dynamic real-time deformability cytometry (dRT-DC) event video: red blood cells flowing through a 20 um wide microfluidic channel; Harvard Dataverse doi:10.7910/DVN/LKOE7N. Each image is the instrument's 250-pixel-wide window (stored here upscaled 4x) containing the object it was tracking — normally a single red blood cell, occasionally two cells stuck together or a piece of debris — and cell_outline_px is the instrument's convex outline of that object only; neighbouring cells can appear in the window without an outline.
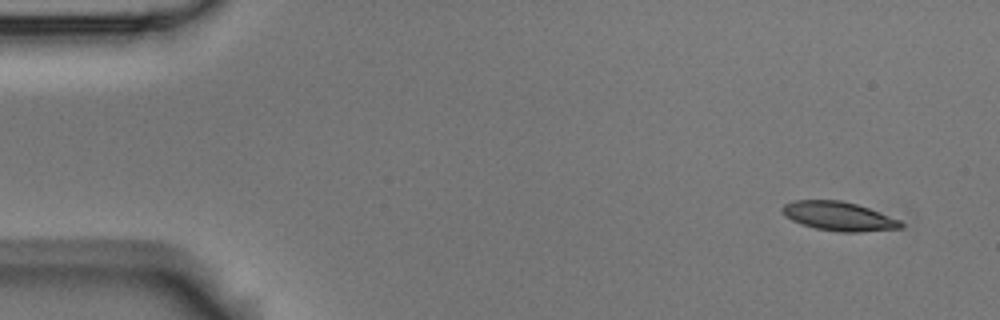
{"species": "Egyptian fruit bat (a non-hibernating species)", "species_latin": "Rousettus aegyptiacus", "temperature_condition": "room temperature", "stored_images_in_passage": 5, "camera_frame_rate_fps": 3000, "um_per_image_px": 0.085, "animal": {"sex": "male"}, "frame": {"image": 1, "passage_image": 1, "time_ms": 0.0, "image_size_px": [1000, 320], "cell_outline_px": [[904, 228], [864, 232], [840, 232], [816, 228], [800, 224], [784, 216], [780, 208], [784, 204], [792, 200], [840, 200], [856, 204], [868, 208], [900, 220], [904, 224]], "centroid_in_image_um": [71.28, 18.38], "position_along_channel_um": 13.7, "area_um2": 20.17}}
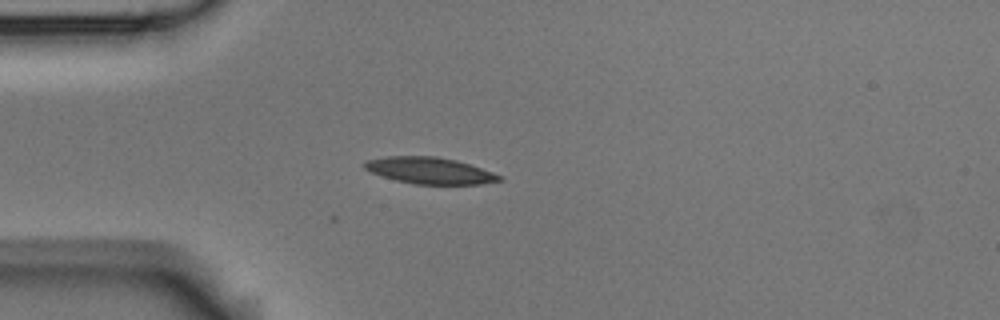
{"frame": {"image": 2, "passage_image": 4, "time_ms": 1.0, "image_size_px": [1000, 320], "cell_outline_px": [[504, 180], [480, 184], [416, 184], [396, 180], [380, 176], [364, 168], [360, 164], [368, 160], [384, 156], [436, 156], [456, 160], [504, 176]], "centroid_in_image_um": [36.51, 14.49], "position_along_channel_um": 48.5, "area_um2": 20.87}}